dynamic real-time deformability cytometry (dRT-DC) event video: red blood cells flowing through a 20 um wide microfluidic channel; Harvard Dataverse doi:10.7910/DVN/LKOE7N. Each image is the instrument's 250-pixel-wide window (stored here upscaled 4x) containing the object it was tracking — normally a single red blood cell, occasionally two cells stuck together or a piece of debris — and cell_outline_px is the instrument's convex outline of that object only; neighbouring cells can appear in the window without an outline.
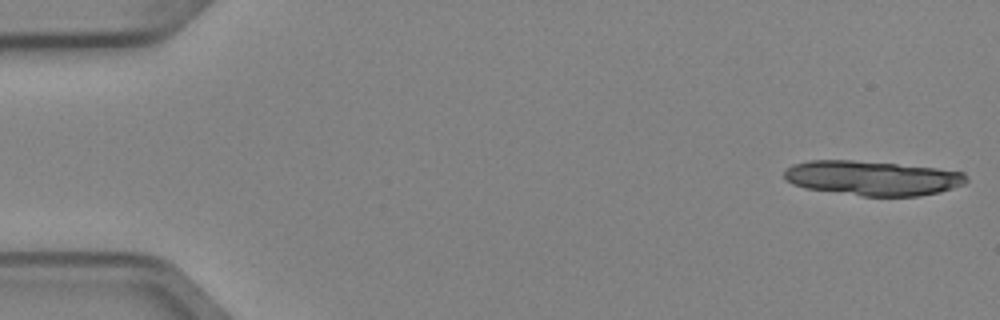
{"species": "Egyptian fruit bat (a non-hibernating species)", "species_latin": "Rousettus aegyptiacus", "temperature_condition": "cold", "stored_images_in_passage": 4, "segment_of_instrument_passage": [2, 2], "camera_frame_rate_fps": 3000, "um_per_image_px": 0.085, "animal": {"sex": "female"}, "frame": {"image": 1, "passage_image": 4, "time_ms": 1.0, "image_size_px": [1000, 320], "cell_outline_px": [[968, 180], [964, 184], [940, 192], [920, 196], [860, 196], [804, 188], [792, 184], [784, 176], [784, 172], [792, 164], [808, 160], [852, 160], [896, 164], [936, 168], [964, 172]], "centroid_in_image_um": [74.15, 15.14], "position_along_channel_um": 10.9, "area_um2": 36.82}}